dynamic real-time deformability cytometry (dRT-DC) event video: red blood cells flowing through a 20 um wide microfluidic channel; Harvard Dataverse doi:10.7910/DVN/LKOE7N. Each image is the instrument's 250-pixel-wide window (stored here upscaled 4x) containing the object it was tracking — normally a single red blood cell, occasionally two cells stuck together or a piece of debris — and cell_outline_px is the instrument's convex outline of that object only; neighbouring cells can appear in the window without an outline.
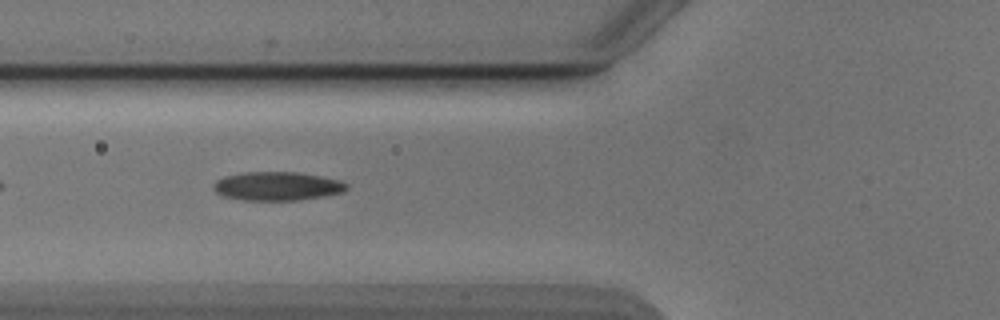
{"species": "Egyptian fruit bat (a non-hibernating species)", "species_latin": "Rousettus aegyptiacus", "temperature_condition": "cold", "stored_images_in_passage": 24, "camera_frame_rate_fps": 3000, "um_per_image_px": 0.085, "animal": {"sex": "male"}, "frame": {"image": 1, "passage_image": 5, "time_ms": 1.333, "image_size_px": [1000, 320], "cell_outline_px": [[348, 188], [344, 192], [324, 196], [300, 200], [240, 200], [224, 196], [216, 192], [212, 188], [212, 184], [216, 180], [224, 176], [244, 172], [296, 172], [320, 176], [340, 180], [348, 184]], "centroid_in_image_um": [23.55, 15.82], "position_along_channel_um": 102.2, "area_um2": 22.43}}
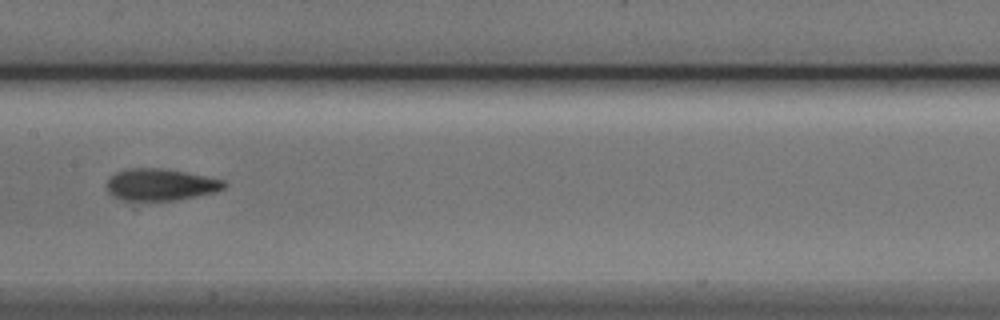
{"frame": {"image": 2, "passage_image": 12, "time_ms": 3.667, "image_size_px": [1000, 320], "cell_outline_px": [[228, 184], [224, 188], [216, 192], [176, 200], [120, 200], [112, 196], [108, 192], [108, 180], [116, 172], [128, 168], [160, 168], [184, 172], [224, 180]], "centroid_in_image_um": [13.65, 15.7], "position_along_channel_um": 193.8, "area_um2": 21.62}}
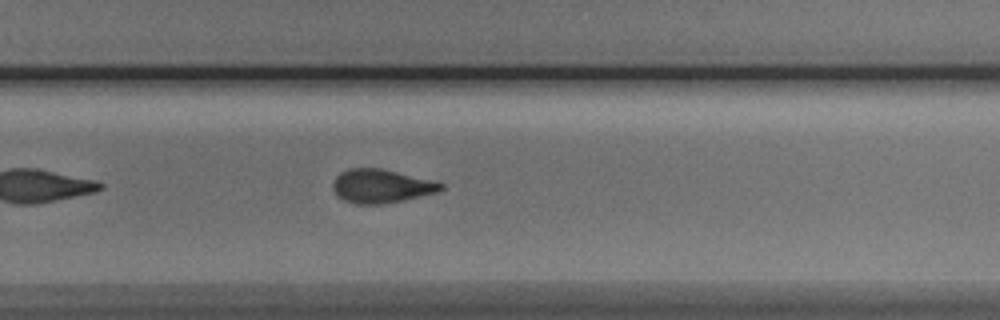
{"frame": {"image": 3, "passage_image": 20, "time_ms": 6.333, "image_size_px": [1000, 320], "cell_outline_px": [[444, 188], [436, 192], [404, 200], [380, 204], [356, 204], [344, 200], [332, 188], [332, 180], [340, 172], [348, 168], [380, 168], [440, 180], [444, 184]], "centroid_in_image_um": [32.45, 15.79], "position_along_channel_um": 297.3, "area_um2": 21.5}}